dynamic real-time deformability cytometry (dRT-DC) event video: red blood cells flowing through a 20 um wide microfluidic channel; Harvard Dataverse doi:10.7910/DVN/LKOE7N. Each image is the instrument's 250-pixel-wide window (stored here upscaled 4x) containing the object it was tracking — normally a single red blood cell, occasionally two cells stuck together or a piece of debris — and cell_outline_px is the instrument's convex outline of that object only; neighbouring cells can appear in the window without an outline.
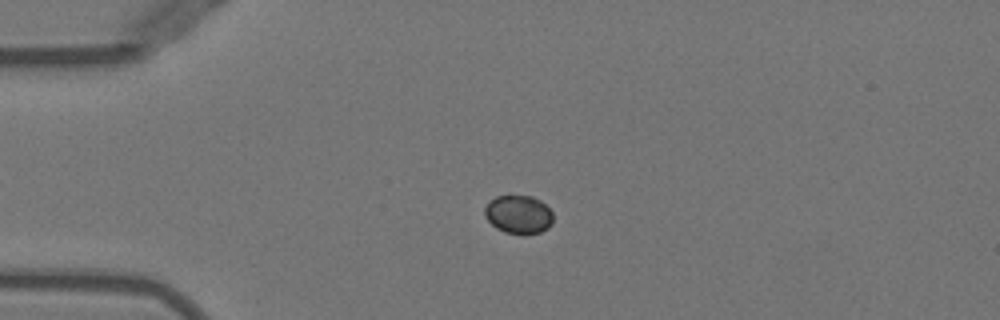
{"species": "Egyptian fruit bat (a non-hibernating species)", "species_latin": "Rousettus aegyptiacus", "temperature_condition": "warm", "stored_images_in_passage": 52, "camera_frame_rate_fps": 3000, "um_per_image_px": 0.085, "animal": {"sex": "female"}, "frame": {"image": 1, "passage_image": 13, "time_ms": 4.0, "image_size_px": [1000, 320], "cell_outline_px": [[552, 224], [548, 228], [540, 232], [524, 236], [504, 232], [496, 228], [484, 216], [484, 208], [496, 196], [532, 196], [540, 200], [552, 212]], "centroid_in_image_um": [44.08, 18.26], "position_along_channel_um": 40.9, "area_um2": 15.43}}
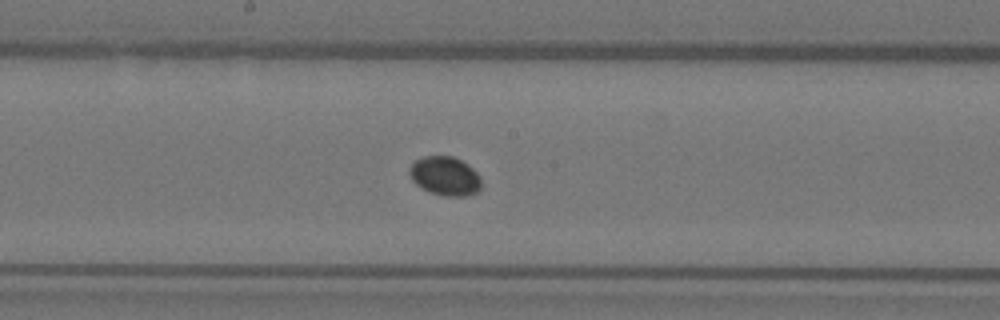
{"frame": {"image": 2, "passage_image": 28, "time_ms": 9.0, "image_size_px": [1000, 320], "cell_outline_px": [[480, 188], [476, 192], [468, 196], [444, 196], [432, 192], [416, 184], [412, 180], [408, 172], [408, 168], [416, 160], [424, 156], [452, 156], [468, 164], [480, 176]], "centroid_in_image_um": [37.82, 14.95], "position_along_channel_um": 210.4, "area_um2": 16.18}}
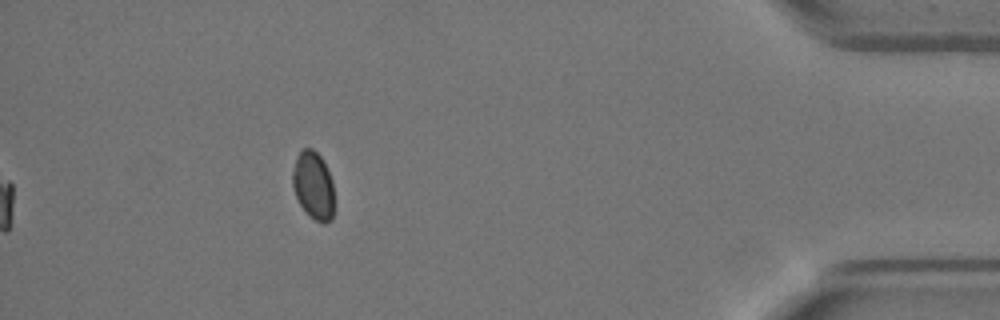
{"frame": {"image": 3, "passage_image": 47, "time_ms": 15.333, "image_size_px": [1000, 320], "cell_outline_px": [[332, 220], [324, 224], [308, 216], [300, 204], [296, 196], [292, 184], [292, 172], [296, 156], [300, 148], [312, 148], [320, 156], [332, 180]], "centroid_in_image_um": [26.6, 15.75], "position_along_channel_um": 408.6, "area_um2": 16.36}}